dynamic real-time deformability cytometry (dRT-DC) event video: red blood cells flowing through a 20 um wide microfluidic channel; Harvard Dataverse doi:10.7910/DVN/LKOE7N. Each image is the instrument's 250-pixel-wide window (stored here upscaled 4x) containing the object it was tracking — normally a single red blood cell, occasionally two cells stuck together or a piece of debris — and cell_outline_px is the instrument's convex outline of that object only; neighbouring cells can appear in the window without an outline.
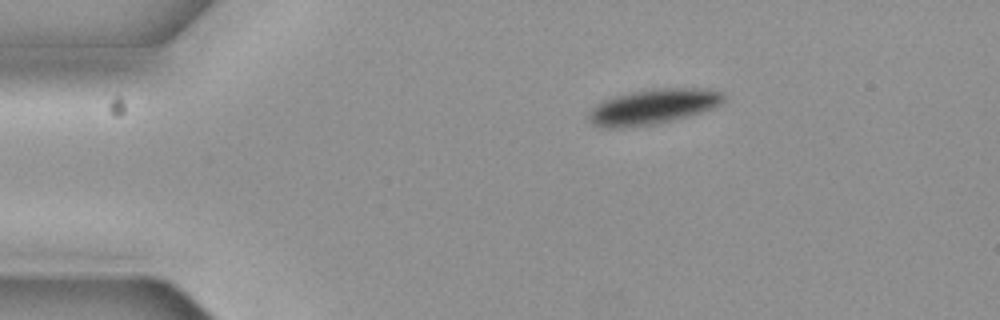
{"species": "common noctule bat (a hibernating species)", "species_latin": "Nyctalus noctula", "temperature_condition": "cold", "stored_images_in_passage": 3, "camera_frame_rate_fps": 3000, "um_per_image_px": 0.085, "animal": {"sex": "female", "body_mass_g": 19.3, "forearm_length_mm": 54.1}, "frame": {"image": 1, "passage_image": 1, "time_ms": 0.0, "image_size_px": [1000, 320], "cell_outline_px": [[724, 100], [720, 104], [700, 112], [688, 116], [672, 120], [652, 124], [620, 128], [608, 128], [592, 124], [588, 120], [588, 112], [596, 104], [604, 100], [628, 92], [664, 88], [708, 88], [720, 92], [724, 96]], "centroid_in_image_um": [55.47, 9.06], "position_along_channel_um": 29.5, "area_um2": 27.34}}